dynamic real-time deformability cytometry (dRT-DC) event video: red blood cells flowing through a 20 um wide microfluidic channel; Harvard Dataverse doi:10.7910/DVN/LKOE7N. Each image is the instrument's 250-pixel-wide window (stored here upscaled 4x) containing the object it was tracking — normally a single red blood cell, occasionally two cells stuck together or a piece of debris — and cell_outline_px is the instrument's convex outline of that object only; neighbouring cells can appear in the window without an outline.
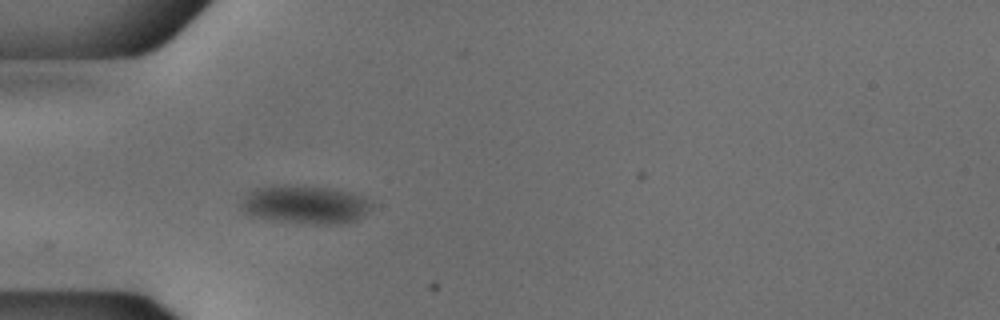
{"species": "common noctule bat (a hibernating species)", "species_latin": "Nyctalus noctula", "temperature_condition": "cold", "stored_images_in_passage": 38, "camera_frame_rate_fps": 3000, "um_per_image_px": 0.085, "animal": {"sex": "male", "body_mass_g": 18.8}, "frame": {"image": 1, "passage_image": 1, "time_ms": 0.0, "image_size_px": [1000, 320], "cell_outline_px": [[372, 208], [356, 220], [340, 224], [316, 224], [280, 220], [256, 216], [244, 212], [240, 208], [240, 204], [244, 196], [248, 192], [256, 188], [268, 184], [292, 184], [332, 188], [348, 192], [360, 196], [368, 200], [372, 204]], "centroid_in_image_um": [25.9, 17.35], "position_along_channel_um": 59.1, "area_um2": 29.19}}
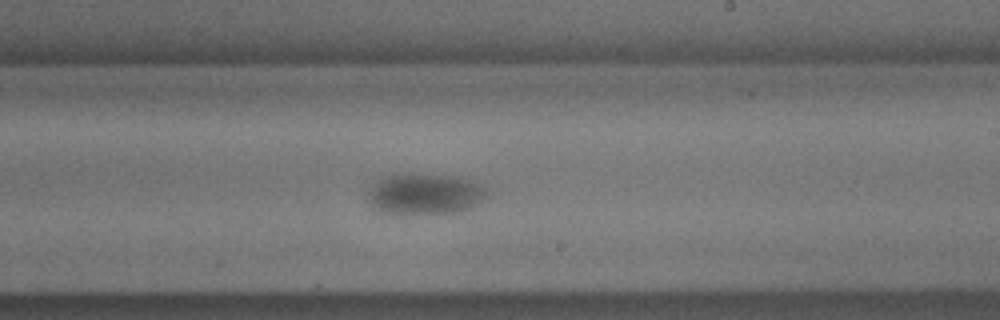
{"frame": {"image": 2, "passage_image": 17, "time_ms": 5.333, "image_size_px": [1000, 320], "cell_outline_px": [[488, 196], [468, 208], [452, 212], [376, 212], [372, 208], [368, 200], [368, 192], [384, 176], [460, 176], [472, 180], [480, 184], [488, 192]], "centroid_in_image_um": [36.13, 16.5], "position_along_channel_um": 252.9, "area_um2": 27.11}}
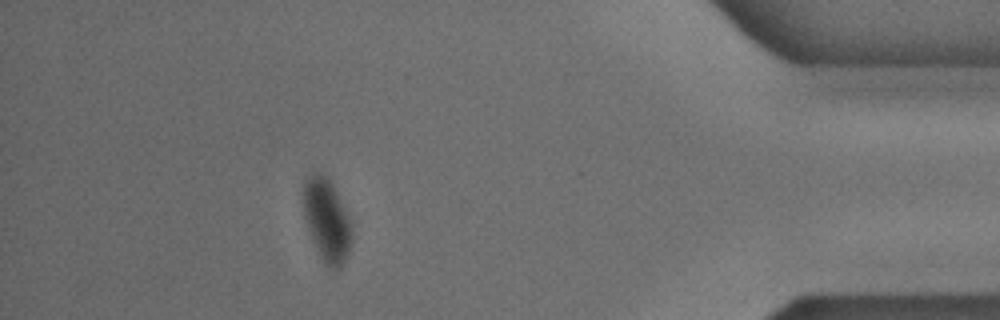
{"frame": {"image": 3, "passage_image": 33, "time_ms": 10.667, "image_size_px": [1000, 320], "cell_outline_px": [[352, 240], [348, 252], [340, 268], [328, 268], [324, 264], [312, 240], [304, 216], [304, 180], [308, 176], [316, 172], [324, 172], [328, 176], [352, 220]], "centroid_in_image_um": [27.8, 18.69], "position_along_channel_um": 407.4, "area_um2": 23.58}, "authors_computed_cell_mechanics": {"area_um2": 27.5128, "velocity_mm_per_s": 3.7332, "shape_relaxation_time_tau1_ms": 3.8318, "shape_relaxation_time_tau2_ms": null, "deformation_change_tau1": 0.1083, "deformation_change_tau2": null}}